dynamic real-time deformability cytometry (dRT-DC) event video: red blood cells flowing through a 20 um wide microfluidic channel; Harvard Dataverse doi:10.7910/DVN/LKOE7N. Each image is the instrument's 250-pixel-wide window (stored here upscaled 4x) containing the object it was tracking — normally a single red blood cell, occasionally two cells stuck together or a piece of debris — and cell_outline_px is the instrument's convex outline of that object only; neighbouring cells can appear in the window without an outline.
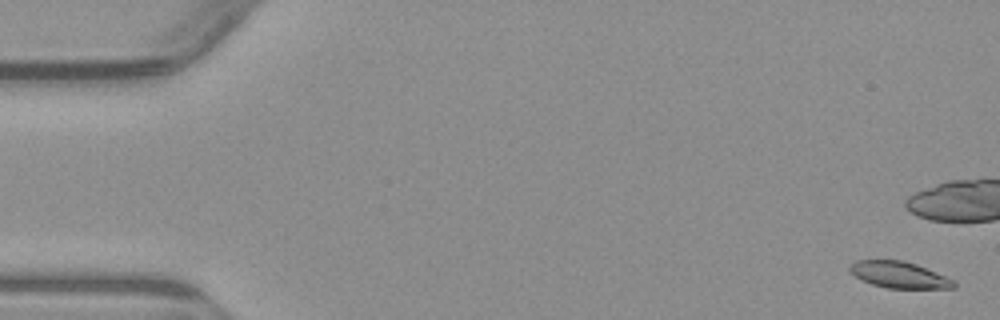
{"species": "common noctule bat (a hibernating species)", "species_latin": "Nyctalus noctula", "temperature_condition": "warm", "stored_images_in_passage": 5, "camera_frame_rate_fps": 3000, "um_per_image_px": 0.085, "animal": {"sex": "male", "body_mass_g": 23.1, "forearm_length_mm": 52.7}, "frame": {"image": 1, "passage_image": 1, "time_ms": 0.0, "image_size_px": [1000, 320], "cell_outline_px": [[956, 288], [888, 288], [872, 284], [856, 276], [848, 268], [856, 260], [904, 260], [916, 264], [956, 280]], "centroid_in_image_um": [76.49, 23.36], "position_along_channel_um": 8.5, "area_um2": 15.9}}